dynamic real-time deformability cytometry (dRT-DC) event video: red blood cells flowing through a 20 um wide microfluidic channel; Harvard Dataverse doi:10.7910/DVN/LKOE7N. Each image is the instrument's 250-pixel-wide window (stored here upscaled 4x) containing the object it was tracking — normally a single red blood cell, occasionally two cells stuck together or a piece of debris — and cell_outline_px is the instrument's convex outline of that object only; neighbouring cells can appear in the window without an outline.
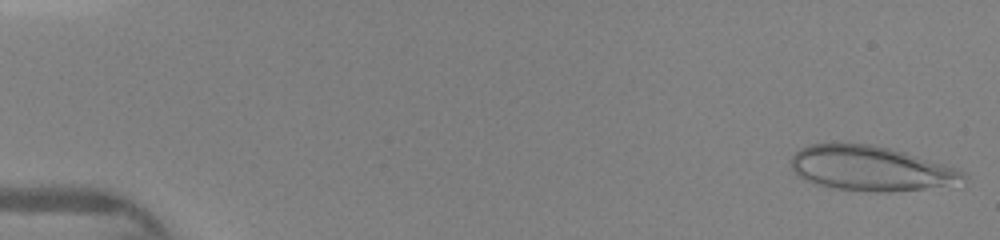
{"species": "human", "species_latin": "Homo sapiens", "temperature_condition": "warm", "stored_images_in_passage": 45, "camera_frame_rate_fps": 3000, "um_per_image_px": 0.085, "donor": {"sex": "female"}, "frame": {"image": 1, "passage_image": 1, "time_ms": 0.0, "image_size_px": [1000, 240], "cell_outline_px": [[968, 176], [944, 184], [924, 188], [888, 192], [840, 188], [820, 184], [808, 180], [800, 176], [792, 168], [792, 156], [800, 148], [808, 144], [872, 144], [904, 152], [944, 164], [956, 168], [964, 172]], "centroid_in_image_um": [73.96, 14.28], "position_along_channel_um": 11.0, "area_um2": 43.35}}
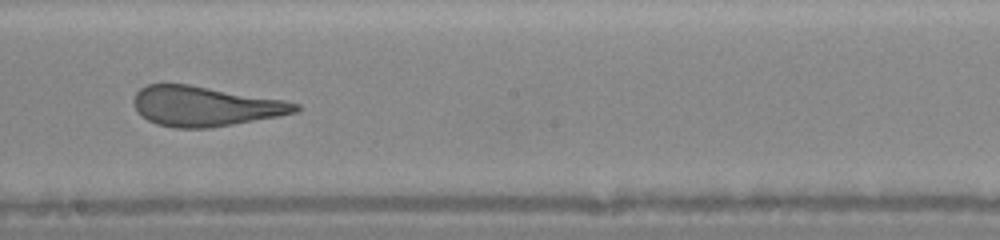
{"frame": {"image": 2, "passage_image": 26, "time_ms": 8.333, "image_size_px": [1000, 240], "cell_outline_px": [[300, 108], [296, 112], [276, 116], [232, 124], [208, 128], [176, 128], [156, 124], [148, 120], [136, 108], [132, 100], [136, 92], [140, 88], [148, 84], [188, 84], [284, 100], [300, 104]], "centroid_in_image_um": [17.41, 9.02], "position_along_channel_um": 230.8, "area_um2": 37.17}}
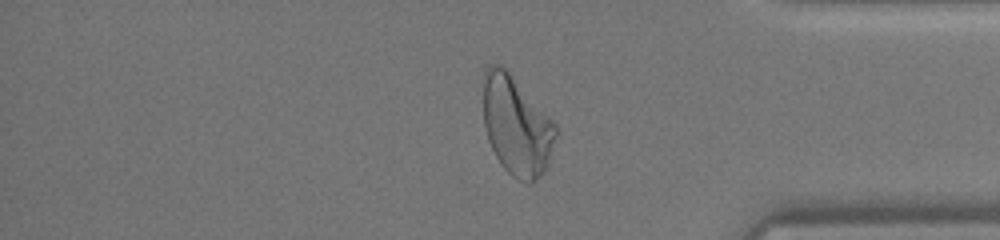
{"frame": {"image": 3, "passage_image": 38, "time_ms": 12.333, "image_size_px": [1000, 240], "cell_outline_px": [[556, 136], [548, 168], [532, 184], [528, 184], [516, 180], [500, 164], [488, 140], [484, 128], [484, 68], [492, 64], [500, 64], [508, 72], [556, 124]], "centroid_in_image_um": [43.9, 10.75], "position_along_channel_um": 391.3, "area_um2": 41.73}}